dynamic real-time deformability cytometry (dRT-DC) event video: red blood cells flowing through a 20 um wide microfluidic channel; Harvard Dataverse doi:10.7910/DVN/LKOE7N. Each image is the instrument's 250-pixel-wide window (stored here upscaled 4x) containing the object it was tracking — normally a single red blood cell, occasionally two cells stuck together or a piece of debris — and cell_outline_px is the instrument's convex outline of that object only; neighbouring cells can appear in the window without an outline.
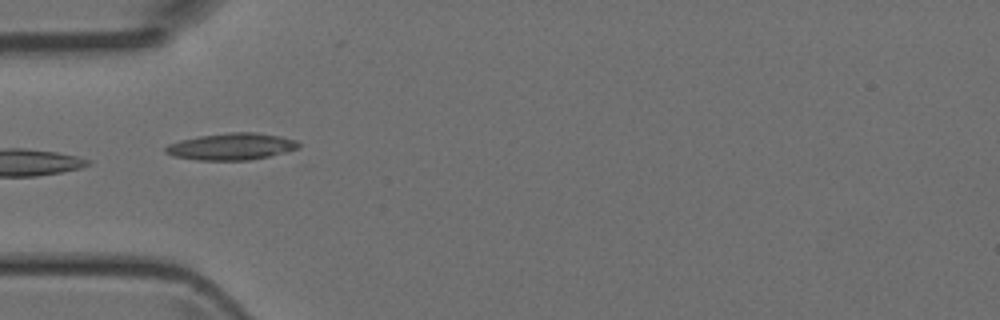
{"species": "Egyptian fruit bat (a non-hibernating species)", "species_latin": "Rousettus aegyptiacus", "temperature_condition": "room temperature", "stored_images_in_passage": 11, "camera_frame_rate_fps": 3000, "um_per_image_px": 0.085, "animal": {"sex": "female"}, "frame": {"image": 1, "passage_image": 1, "time_ms": 0.0, "image_size_px": [1000, 320], "cell_outline_px": [[300, 148], [268, 156], [248, 160], [196, 160], [172, 156], [164, 152], [164, 148], [168, 144], [180, 140], [200, 136], [228, 132], [256, 132], [280, 136], [296, 140], [300, 144]], "centroid_in_image_um": [19.65, 12.45], "position_along_channel_um": 65.4, "area_um2": 20.81}}